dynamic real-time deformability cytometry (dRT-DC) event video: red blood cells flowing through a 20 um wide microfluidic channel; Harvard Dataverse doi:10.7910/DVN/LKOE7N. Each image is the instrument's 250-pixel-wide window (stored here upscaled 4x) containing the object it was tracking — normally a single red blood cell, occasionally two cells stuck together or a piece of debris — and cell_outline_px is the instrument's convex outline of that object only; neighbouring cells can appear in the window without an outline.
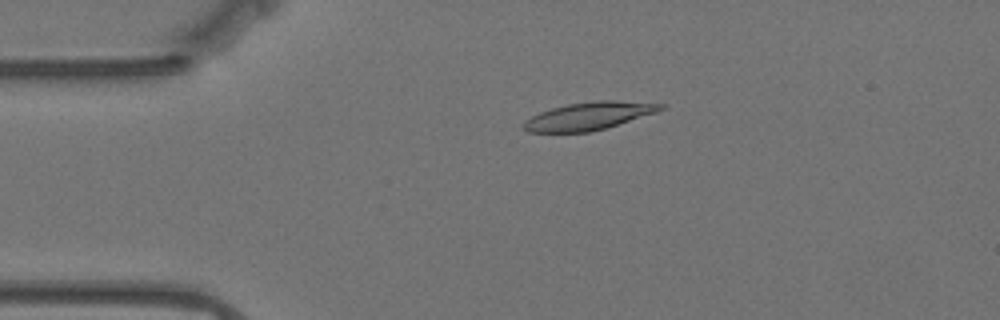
{"species": "Egyptian fruit bat (a non-hibernating species)", "species_latin": "Rousettus aegyptiacus", "temperature_condition": "warm", "stored_images_in_passage": 52, "camera_frame_rate_fps": 3000, "um_per_image_px": 0.085, "animal": {"sex": "female"}, "frame": {"image": 1, "passage_image": 6, "time_ms": 1.667, "image_size_px": [1000, 320], "cell_outline_px": [[668, 104], [664, 108], [656, 112], [604, 128], [588, 132], [528, 132], [524, 128], [524, 120], [540, 112], [552, 108], [568, 104], [596, 100], [616, 100]], "centroid_in_image_um": [50.06, 9.84], "position_along_channel_um": 34.9, "area_um2": 21.91}}
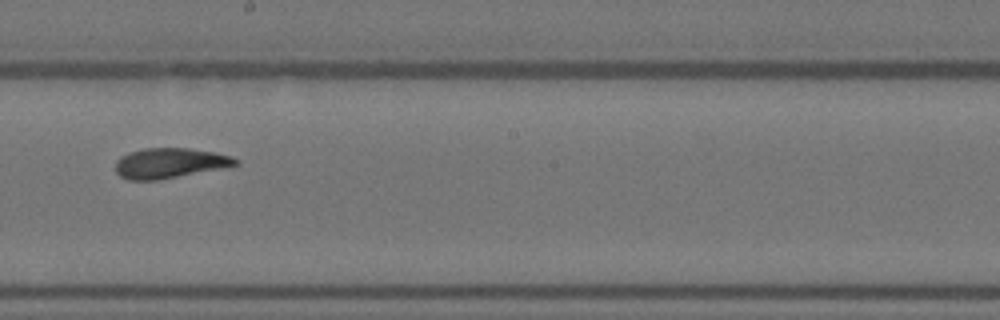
{"frame": {"image": 2, "passage_image": 26, "time_ms": 8.333, "image_size_px": [1000, 320], "cell_outline_px": [[240, 164], [224, 168], [156, 180], [128, 180], [120, 176], [116, 172], [116, 160], [120, 156], [144, 148], [188, 148], [216, 152], [232, 156], [240, 160]], "centroid_in_image_um": [14.46, 13.86], "position_along_channel_um": 233.7, "area_um2": 21.15}}
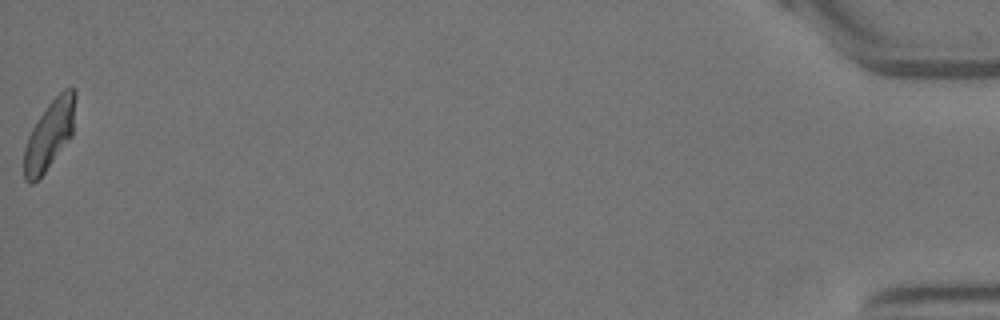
{"frame": {"image": 3, "passage_image": 52, "time_ms": 17.0, "image_size_px": [1000, 320], "cell_outline_px": [[76, 96], [72, 136], [44, 172], [32, 184], [28, 184], [24, 180], [24, 148], [28, 136], [36, 120], [48, 104], [64, 88], [72, 84], [76, 88]], "centroid_in_image_um": [4.22, 11.4], "position_along_channel_um": 431.0, "area_um2": 20.75}, "authors_computed_cell_mechanics": {"area_um2": 21.3282, "velocity_mm_per_s": 3.4821, "shape_relaxation_time_tau1_ms": 6.1269, "shape_relaxation_time_tau2_ms": 2.361, "deformation_change_tau1": 0.1974, "deformation_change_tau2": 0.0926}}